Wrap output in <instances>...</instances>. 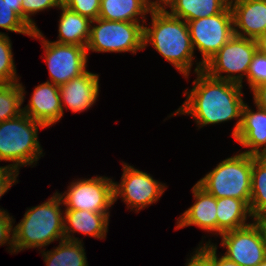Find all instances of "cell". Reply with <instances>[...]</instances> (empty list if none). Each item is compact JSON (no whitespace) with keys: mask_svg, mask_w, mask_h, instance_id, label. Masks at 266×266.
<instances>
[{"mask_svg":"<svg viewBox=\"0 0 266 266\" xmlns=\"http://www.w3.org/2000/svg\"><path fill=\"white\" fill-rule=\"evenodd\" d=\"M192 89H186V100L171 115H190L198 129L206 125L237 119L232 131L233 138L241 125L244 105L240 84L210 77L205 71L196 72Z\"/></svg>","mask_w":266,"mask_h":266,"instance_id":"obj_1","label":"cell"},{"mask_svg":"<svg viewBox=\"0 0 266 266\" xmlns=\"http://www.w3.org/2000/svg\"><path fill=\"white\" fill-rule=\"evenodd\" d=\"M151 27L144 24V48L148 44L185 78L194 64V48L187 22L165 11H150ZM193 62V63H192Z\"/></svg>","mask_w":266,"mask_h":266,"instance_id":"obj_2","label":"cell"},{"mask_svg":"<svg viewBox=\"0 0 266 266\" xmlns=\"http://www.w3.org/2000/svg\"><path fill=\"white\" fill-rule=\"evenodd\" d=\"M62 204V205H61ZM59 192L44 203L27 208L22 220L13 228L16 253L25 249L43 248L64 240V210Z\"/></svg>","mask_w":266,"mask_h":266,"instance_id":"obj_3","label":"cell"},{"mask_svg":"<svg viewBox=\"0 0 266 266\" xmlns=\"http://www.w3.org/2000/svg\"><path fill=\"white\" fill-rule=\"evenodd\" d=\"M46 127L25 113L0 123V162L12 164L0 166L19 172L20 167L35 165L43 155L38 141V130ZM36 164H35V163Z\"/></svg>","mask_w":266,"mask_h":266,"instance_id":"obj_4","label":"cell"},{"mask_svg":"<svg viewBox=\"0 0 266 266\" xmlns=\"http://www.w3.org/2000/svg\"><path fill=\"white\" fill-rule=\"evenodd\" d=\"M252 155L240 152L219 162L196 182L215 198L251 199Z\"/></svg>","mask_w":266,"mask_h":266,"instance_id":"obj_5","label":"cell"},{"mask_svg":"<svg viewBox=\"0 0 266 266\" xmlns=\"http://www.w3.org/2000/svg\"><path fill=\"white\" fill-rule=\"evenodd\" d=\"M144 24L141 22L109 21L97 18L91 22L87 53L131 52L144 49Z\"/></svg>","mask_w":266,"mask_h":266,"instance_id":"obj_6","label":"cell"},{"mask_svg":"<svg viewBox=\"0 0 266 266\" xmlns=\"http://www.w3.org/2000/svg\"><path fill=\"white\" fill-rule=\"evenodd\" d=\"M187 25L193 48L202 55V61L196 62L194 73L202 71L204 65L235 35L230 6L216 15L187 21Z\"/></svg>","mask_w":266,"mask_h":266,"instance_id":"obj_7","label":"cell"},{"mask_svg":"<svg viewBox=\"0 0 266 266\" xmlns=\"http://www.w3.org/2000/svg\"><path fill=\"white\" fill-rule=\"evenodd\" d=\"M256 51L257 44L254 39L234 35L204 65L203 71L212 78L234 82L243 86V78L247 76ZM222 73L226 75H222Z\"/></svg>","mask_w":266,"mask_h":266,"instance_id":"obj_8","label":"cell"},{"mask_svg":"<svg viewBox=\"0 0 266 266\" xmlns=\"http://www.w3.org/2000/svg\"><path fill=\"white\" fill-rule=\"evenodd\" d=\"M31 37L41 40L43 45L50 77L47 82L60 86L87 71L86 47L48 41L39 29Z\"/></svg>","mask_w":266,"mask_h":266,"instance_id":"obj_9","label":"cell"},{"mask_svg":"<svg viewBox=\"0 0 266 266\" xmlns=\"http://www.w3.org/2000/svg\"><path fill=\"white\" fill-rule=\"evenodd\" d=\"M225 256L239 266H257L266 259L265 220H252L247 226L220 235Z\"/></svg>","mask_w":266,"mask_h":266,"instance_id":"obj_10","label":"cell"},{"mask_svg":"<svg viewBox=\"0 0 266 266\" xmlns=\"http://www.w3.org/2000/svg\"><path fill=\"white\" fill-rule=\"evenodd\" d=\"M66 209L110 213L114 202V181L103 176L72 181L67 191L59 193Z\"/></svg>","mask_w":266,"mask_h":266,"instance_id":"obj_11","label":"cell"},{"mask_svg":"<svg viewBox=\"0 0 266 266\" xmlns=\"http://www.w3.org/2000/svg\"><path fill=\"white\" fill-rule=\"evenodd\" d=\"M122 163L121 182H114V202L120 197L128 209L136 212L156 203L167 186L153 179L147 172Z\"/></svg>","mask_w":266,"mask_h":266,"instance_id":"obj_12","label":"cell"},{"mask_svg":"<svg viewBox=\"0 0 266 266\" xmlns=\"http://www.w3.org/2000/svg\"><path fill=\"white\" fill-rule=\"evenodd\" d=\"M234 34L256 40L266 34V0H231Z\"/></svg>","mask_w":266,"mask_h":266,"instance_id":"obj_13","label":"cell"},{"mask_svg":"<svg viewBox=\"0 0 266 266\" xmlns=\"http://www.w3.org/2000/svg\"><path fill=\"white\" fill-rule=\"evenodd\" d=\"M99 87V75L88 70L79 77L60 85L63 114L65 108L73 113H80L92 107L99 96Z\"/></svg>","mask_w":266,"mask_h":266,"instance_id":"obj_14","label":"cell"},{"mask_svg":"<svg viewBox=\"0 0 266 266\" xmlns=\"http://www.w3.org/2000/svg\"><path fill=\"white\" fill-rule=\"evenodd\" d=\"M23 113L46 128L56 124L63 116L58 85L44 82L35 87Z\"/></svg>","mask_w":266,"mask_h":266,"instance_id":"obj_15","label":"cell"},{"mask_svg":"<svg viewBox=\"0 0 266 266\" xmlns=\"http://www.w3.org/2000/svg\"><path fill=\"white\" fill-rule=\"evenodd\" d=\"M191 191L195 203L177 218L175 230L195 225L204 231L217 235V198L206 192L197 183Z\"/></svg>","mask_w":266,"mask_h":266,"instance_id":"obj_16","label":"cell"},{"mask_svg":"<svg viewBox=\"0 0 266 266\" xmlns=\"http://www.w3.org/2000/svg\"><path fill=\"white\" fill-rule=\"evenodd\" d=\"M252 110L246 103L242 108L241 125L234 139L243 147L244 153L266 156V110Z\"/></svg>","mask_w":266,"mask_h":266,"instance_id":"obj_17","label":"cell"},{"mask_svg":"<svg viewBox=\"0 0 266 266\" xmlns=\"http://www.w3.org/2000/svg\"><path fill=\"white\" fill-rule=\"evenodd\" d=\"M110 213H94L87 210L65 209L64 237L68 241L82 242L74 233H83L105 239L108 232ZM73 233V234H72Z\"/></svg>","mask_w":266,"mask_h":266,"instance_id":"obj_18","label":"cell"},{"mask_svg":"<svg viewBox=\"0 0 266 266\" xmlns=\"http://www.w3.org/2000/svg\"><path fill=\"white\" fill-rule=\"evenodd\" d=\"M61 16L58 25V40L54 41L59 44H69L86 47L91 30V20L84 17L67 6H59Z\"/></svg>","mask_w":266,"mask_h":266,"instance_id":"obj_19","label":"cell"},{"mask_svg":"<svg viewBox=\"0 0 266 266\" xmlns=\"http://www.w3.org/2000/svg\"><path fill=\"white\" fill-rule=\"evenodd\" d=\"M217 236L222 233L242 228L247 223V218L253 219L250 210V201H242L232 197L217 198Z\"/></svg>","mask_w":266,"mask_h":266,"instance_id":"obj_20","label":"cell"},{"mask_svg":"<svg viewBox=\"0 0 266 266\" xmlns=\"http://www.w3.org/2000/svg\"><path fill=\"white\" fill-rule=\"evenodd\" d=\"M150 11L146 0H101L99 18L146 23V15Z\"/></svg>","mask_w":266,"mask_h":266,"instance_id":"obj_21","label":"cell"},{"mask_svg":"<svg viewBox=\"0 0 266 266\" xmlns=\"http://www.w3.org/2000/svg\"><path fill=\"white\" fill-rule=\"evenodd\" d=\"M229 3V0H174L169 6L170 11H166L187 22L221 13Z\"/></svg>","mask_w":266,"mask_h":266,"instance_id":"obj_22","label":"cell"},{"mask_svg":"<svg viewBox=\"0 0 266 266\" xmlns=\"http://www.w3.org/2000/svg\"><path fill=\"white\" fill-rule=\"evenodd\" d=\"M250 210L254 220H266V156L252 155Z\"/></svg>","mask_w":266,"mask_h":266,"instance_id":"obj_23","label":"cell"},{"mask_svg":"<svg viewBox=\"0 0 266 266\" xmlns=\"http://www.w3.org/2000/svg\"><path fill=\"white\" fill-rule=\"evenodd\" d=\"M46 266H88L83 242L62 240L53 250H41Z\"/></svg>","mask_w":266,"mask_h":266,"instance_id":"obj_24","label":"cell"},{"mask_svg":"<svg viewBox=\"0 0 266 266\" xmlns=\"http://www.w3.org/2000/svg\"><path fill=\"white\" fill-rule=\"evenodd\" d=\"M25 87L20 82L0 84V123L23 113Z\"/></svg>","mask_w":266,"mask_h":266,"instance_id":"obj_25","label":"cell"},{"mask_svg":"<svg viewBox=\"0 0 266 266\" xmlns=\"http://www.w3.org/2000/svg\"><path fill=\"white\" fill-rule=\"evenodd\" d=\"M15 67L11 40L7 34L0 32V84L19 82Z\"/></svg>","mask_w":266,"mask_h":266,"instance_id":"obj_26","label":"cell"},{"mask_svg":"<svg viewBox=\"0 0 266 266\" xmlns=\"http://www.w3.org/2000/svg\"><path fill=\"white\" fill-rule=\"evenodd\" d=\"M0 28L30 37L34 32L4 0H0Z\"/></svg>","mask_w":266,"mask_h":266,"instance_id":"obj_27","label":"cell"},{"mask_svg":"<svg viewBox=\"0 0 266 266\" xmlns=\"http://www.w3.org/2000/svg\"><path fill=\"white\" fill-rule=\"evenodd\" d=\"M246 79L251 91L258 86L266 85V54L256 51Z\"/></svg>","mask_w":266,"mask_h":266,"instance_id":"obj_28","label":"cell"},{"mask_svg":"<svg viewBox=\"0 0 266 266\" xmlns=\"http://www.w3.org/2000/svg\"><path fill=\"white\" fill-rule=\"evenodd\" d=\"M49 8H59L55 0H23L21 3V18L34 31L38 30L32 15Z\"/></svg>","mask_w":266,"mask_h":266,"instance_id":"obj_29","label":"cell"},{"mask_svg":"<svg viewBox=\"0 0 266 266\" xmlns=\"http://www.w3.org/2000/svg\"><path fill=\"white\" fill-rule=\"evenodd\" d=\"M209 240L193 251L185 266H214V243Z\"/></svg>","mask_w":266,"mask_h":266,"instance_id":"obj_30","label":"cell"},{"mask_svg":"<svg viewBox=\"0 0 266 266\" xmlns=\"http://www.w3.org/2000/svg\"><path fill=\"white\" fill-rule=\"evenodd\" d=\"M100 2L101 0H70L66 6L93 21L99 18Z\"/></svg>","mask_w":266,"mask_h":266,"instance_id":"obj_31","label":"cell"},{"mask_svg":"<svg viewBox=\"0 0 266 266\" xmlns=\"http://www.w3.org/2000/svg\"><path fill=\"white\" fill-rule=\"evenodd\" d=\"M13 223H15V221L12 216L10 217L9 213L0 214V246L8 243V251H10V253L16 254L14 246Z\"/></svg>","mask_w":266,"mask_h":266,"instance_id":"obj_32","label":"cell"},{"mask_svg":"<svg viewBox=\"0 0 266 266\" xmlns=\"http://www.w3.org/2000/svg\"><path fill=\"white\" fill-rule=\"evenodd\" d=\"M19 172L8 169V168H0V199L1 197L13 186L16 182L18 183L17 177ZM1 213H8L3 208H0Z\"/></svg>","mask_w":266,"mask_h":266,"instance_id":"obj_33","label":"cell"},{"mask_svg":"<svg viewBox=\"0 0 266 266\" xmlns=\"http://www.w3.org/2000/svg\"><path fill=\"white\" fill-rule=\"evenodd\" d=\"M254 105L266 110V85H261L252 90Z\"/></svg>","mask_w":266,"mask_h":266,"instance_id":"obj_34","label":"cell"},{"mask_svg":"<svg viewBox=\"0 0 266 266\" xmlns=\"http://www.w3.org/2000/svg\"><path fill=\"white\" fill-rule=\"evenodd\" d=\"M151 11H165L174 0H146Z\"/></svg>","mask_w":266,"mask_h":266,"instance_id":"obj_35","label":"cell"},{"mask_svg":"<svg viewBox=\"0 0 266 266\" xmlns=\"http://www.w3.org/2000/svg\"><path fill=\"white\" fill-rule=\"evenodd\" d=\"M214 266H239L236 262L230 261L225 256H217V245H214Z\"/></svg>","mask_w":266,"mask_h":266,"instance_id":"obj_36","label":"cell"},{"mask_svg":"<svg viewBox=\"0 0 266 266\" xmlns=\"http://www.w3.org/2000/svg\"><path fill=\"white\" fill-rule=\"evenodd\" d=\"M257 50L266 54V34L259 36L256 40Z\"/></svg>","mask_w":266,"mask_h":266,"instance_id":"obj_37","label":"cell"},{"mask_svg":"<svg viewBox=\"0 0 266 266\" xmlns=\"http://www.w3.org/2000/svg\"><path fill=\"white\" fill-rule=\"evenodd\" d=\"M9 5L12 6V9L21 17V3L23 0H4Z\"/></svg>","mask_w":266,"mask_h":266,"instance_id":"obj_38","label":"cell"},{"mask_svg":"<svg viewBox=\"0 0 266 266\" xmlns=\"http://www.w3.org/2000/svg\"><path fill=\"white\" fill-rule=\"evenodd\" d=\"M59 6H66L70 0H55Z\"/></svg>","mask_w":266,"mask_h":266,"instance_id":"obj_39","label":"cell"},{"mask_svg":"<svg viewBox=\"0 0 266 266\" xmlns=\"http://www.w3.org/2000/svg\"><path fill=\"white\" fill-rule=\"evenodd\" d=\"M257 266H266V259L260 262Z\"/></svg>","mask_w":266,"mask_h":266,"instance_id":"obj_40","label":"cell"}]
</instances>
